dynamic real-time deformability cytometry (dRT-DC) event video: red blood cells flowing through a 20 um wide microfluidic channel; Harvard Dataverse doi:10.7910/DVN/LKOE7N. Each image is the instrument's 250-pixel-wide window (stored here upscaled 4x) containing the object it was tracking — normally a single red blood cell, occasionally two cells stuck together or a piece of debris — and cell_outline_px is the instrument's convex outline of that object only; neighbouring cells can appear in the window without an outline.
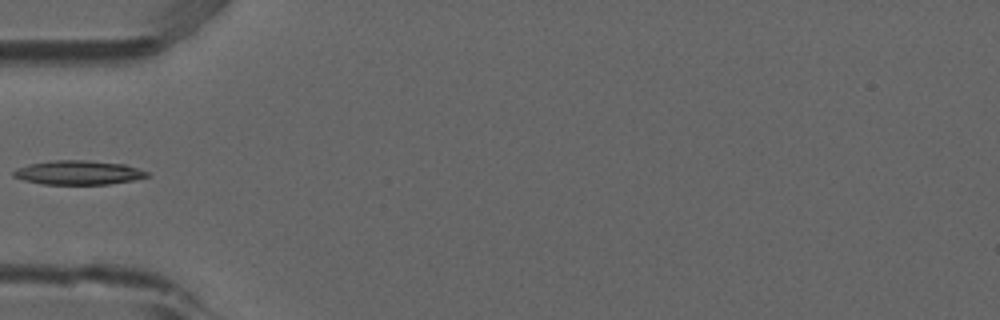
{"species": "common noctule bat (a hibernating species)", "species_latin": "Nyctalus noctula", "temperature_condition": "room temperature", "stored_images_in_passage": 4, "camera_frame_rate_fps": 3000, "um_per_image_px": 0.085, "animal": {"sex": "male", "forearm_length_mm": 52.5}, "frame": {"image": 1, "passage_image": 3, "time_ms": 0.667, "image_size_px": [1000, 320], "cell_outline_px": [[152, 176], [132, 180], [108, 184], [44, 184], [24, 180], [12, 176], [12, 172], [16, 168], [28, 164], [52, 160], [88, 160], [124, 164], [140, 168], [148, 172]], "centroid_in_image_um": [6.67, 14.66], "position_along_channel_um": 78.3, "area_um2": 18.9}}
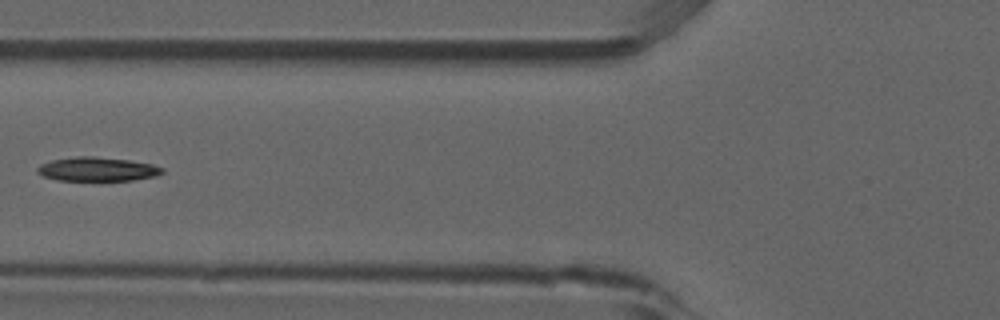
{"frame": {"image": 2, "passage_image": 4, "time_ms": 1.0, "image_size_px": [1000, 320], "cell_outline_px": [[164, 172], [156, 176], [132, 180], [56, 180], [44, 176], [36, 172], [36, 168], [40, 164], [52, 160], [76, 156], [96, 156], [128, 160], [152, 164], [164, 168]], "centroid_in_image_um": [8.26, 14.37], "position_along_channel_um": 117.5, "area_um2": 17.46}}